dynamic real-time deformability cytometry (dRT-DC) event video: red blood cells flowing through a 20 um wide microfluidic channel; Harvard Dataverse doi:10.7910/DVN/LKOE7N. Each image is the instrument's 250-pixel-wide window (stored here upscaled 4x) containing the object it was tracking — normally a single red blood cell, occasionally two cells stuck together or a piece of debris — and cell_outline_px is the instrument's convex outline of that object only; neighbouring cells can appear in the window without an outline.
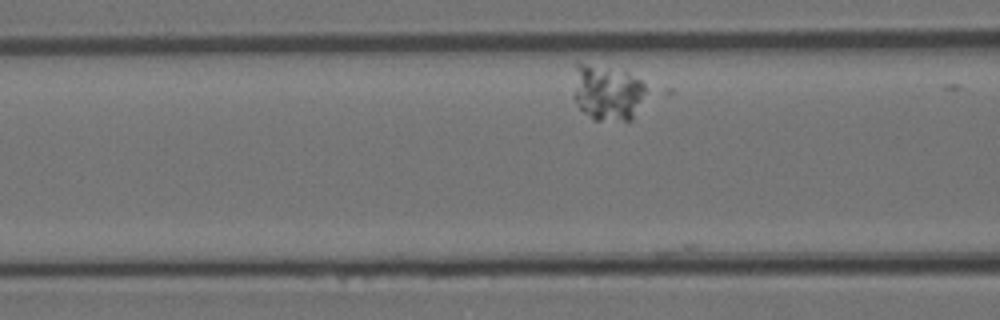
{"species": "Egyptian fruit bat (a non-hibernating species)", "species_latin": "Rousettus aegyptiacus", "temperature_condition": "room temperature", "stored_images_in_passage": 8, "camera_frame_rate_fps": 3000, "um_per_image_px": 0.085, "animal": {"sex": "female"}, "frame": {"image": 1, "passage_image": 6, "time_ms": 1.667, "image_size_px": [1000, 320], "cell_outline_px": [[652, 88], [632, 120], [592, 120], [580, 108], [572, 96], [576, 60], [628, 72]], "centroid_in_image_um": [51.66, 7.84], "position_along_channel_um": 114.9, "area_um2": 24.57}}